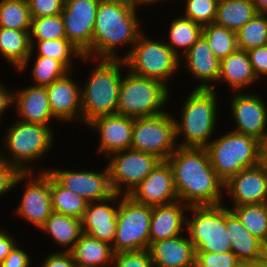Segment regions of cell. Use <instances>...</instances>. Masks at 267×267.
<instances>
[{
    "label": "cell",
    "mask_w": 267,
    "mask_h": 267,
    "mask_svg": "<svg viewBox=\"0 0 267 267\" xmlns=\"http://www.w3.org/2000/svg\"><path fill=\"white\" fill-rule=\"evenodd\" d=\"M230 206L267 203V171L262 163L241 170L224 183Z\"/></svg>",
    "instance_id": "obj_17"
},
{
    "label": "cell",
    "mask_w": 267,
    "mask_h": 267,
    "mask_svg": "<svg viewBox=\"0 0 267 267\" xmlns=\"http://www.w3.org/2000/svg\"><path fill=\"white\" fill-rule=\"evenodd\" d=\"M111 267H154L149 250L116 253Z\"/></svg>",
    "instance_id": "obj_43"
},
{
    "label": "cell",
    "mask_w": 267,
    "mask_h": 267,
    "mask_svg": "<svg viewBox=\"0 0 267 267\" xmlns=\"http://www.w3.org/2000/svg\"><path fill=\"white\" fill-rule=\"evenodd\" d=\"M139 10L130 0L99 2L92 46L84 56L94 59L124 60L143 31ZM123 46L130 48L128 47L127 52L120 55L118 51L121 52Z\"/></svg>",
    "instance_id": "obj_2"
},
{
    "label": "cell",
    "mask_w": 267,
    "mask_h": 267,
    "mask_svg": "<svg viewBox=\"0 0 267 267\" xmlns=\"http://www.w3.org/2000/svg\"><path fill=\"white\" fill-rule=\"evenodd\" d=\"M47 173L64 189L83 197L88 202L101 201L114 194L107 165L103 170L60 169L47 167ZM59 168V169H58ZM73 169V170H72Z\"/></svg>",
    "instance_id": "obj_15"
},
{
    "label": "cell",
    "mask_w": 267,
    "mask_h": 267,
    "mask_svg": "<svg viewBox=\"0 0 267 267\" xmlns=\"http://www.w3.org/2000/svg\"><path fill=\"white\" fill-rule=\"evenodd\" d=\"M151 215L152 206L119 194L116 232L112 243L114 254L149 250Z\"/></svg>",
    "instance_id": "obj_10"
},
{
    "label": "cell",
    "mask_w": 267,
    "mask_h": 267,
    "mask_svg": "<svg viewBox=\"0 0 267 267\" xmlns=\"http://www.w3.org/2000/svg\"><path fill=\"white\" fill-rule=\"evenodd\" d=\"M81 61L94 62L89 76L81 82L82 124L86 126L99 116L117 114L120 84L127 65L123 59L84 56Z\"/></svg>",
    "instance_id": "obj_3"
},
{
    "label": "cell",
    "mask_w": 267,
    "mask_h": 267,
    "mask_svg": "<svg viewBox=\"0 0 267 267\" xmlns=\"http://www.w3.org/2000/svg\"><path fill=\"white\" fill-rule=\"evenodd\" d=\"M30 31L0 27V56L17 72L31 53Z\"/></svg>",
    "instance_id": "obj_30"
},
{
    "label": "cell",
    "mask_w": 267,
    "mask_h": 267,
    "mask_svg": "<svg viewBox=\"0 0 267 267\" xmlns=\"http://www.w3.org/2000/svg\"><path fill=\"white\" fill-rule=\"evenodd\" d=\"M39 231L50 236L51 243L62 247L57 251L70 252L83 234L82 220L53 212Z\"/></svg>",
    "instance_id": "obj_28"
},
{
    "label": "cell",
    "mask_w": 267,
    "mask_h": 267,
    "mask_svg": "<svg viewBox=\"0 0 267 267\" xmlns=\"http://www.w3.org/2000/svg\"><path fill=\"white\" fill-rule=\"evenodd\" d=\"M241 261L232 252H196L195 267H239Z\"/></svg>",
    "instance_id": "obj_42"
},
{
    "label": "cell",
    "mask_w": 267,
    "mask_h": 267,
    "mask_svg": "<svg viewBox=\"0 0 267 267\" xmlns=\"http://www.w3.org/2000/svg\"><path fill=\"white\" fill-rule=\"evenodd\" d=\"M0 27L30 31L31 16L27 0H0Z\"/></svg>",
    "instance_id": "obj_38"
},
{
    "label": "cell",
    "mask_w": 267,
    "mask_h": 267,
    "mask_svg": "<svg viewBox=\"0 0 267 267\" xmlns=\"http://www.w3.org/2000/svg\"><path fill=\"white\" fill-rule=\"evenodd\" d=\"M66 39L61 15L31 18L30 40Z\"/></svg>",
    "instance_id": "obj_40"
},
{
    "label": "cell",
    "mask_w": 267,
    "mask_h": 267,
    "mask_svg": "<svg viewBox=\"0 0 267 267\" xmlns=\"http://www.w3.org/2000/svg\"><path fill=\"white\" fill-rule=\"evenodd\" d=\"M144 30L138 36L130 54L124 59L127 69L134 75L155 79L168 88L169 82L181 70L180 58L164 42V39H155Z\"/></svg>",
    "instance_id": "obj_8"
},
{
    "label": "cell",
    "mask_w": 267,
    "mask_h": 267,
    "mask_svg": "<svg viewBox=\"0 0 267 267\" xmlns=\"http://www.w3.org/2000/svg\"><path fill=\"white\" fill-rule=\"evenodd\" d=\"M9 234H11V232L9 233L8 230L0 229V263L3 262L13 248L19 244V242L15 241L16 238L14 239V237H12L13 235Z\"/></svg>",
    "instance_id": "obj_50"
},
{
    "label": "cell",
    "mask_w": 267,
    "mask_h": 267,
    "mask_svg": "<svg viewBox=\"0 0 267 267\" xmlns=\"http://www.w3.org/2000/svg\"><path fill=\"white\" fill-rule=\"evenodd\" d=\"M260 82L255 75L247 51L237 50L220 61L218 82L226 83L233 92L251 91ZM246 89V90H245Z\"/></svg>",
    "instance_id": "obj_26"
},
{
    "label": "cell",
    "mask_w": 267,
    "mask_h": 267,
    "mask_svg": "<svg viewBox=\"0 0 267 267\" xmlns=\"http://www.w3.org/2000/svg\"><path fill=\"white\" fill-rule=\"evenodd\" d=\"M50 198L53 212L82 219L88 201L76 193L61 187L50 176Z\"/></svg>",
    "instance_id": "obj_35"
},
{
    "label": "cell",
    "mask_w": 267,
    "mask_h": 267,
    "mask_svg": "<svg viewBox=\"0 0 267 267\" xmlns=\"http://www.w3.org/2000/svg\"><path fill=\"white\" fill-rule=\"evenodd\" d=\"M261 163L267 171V143L263 145Z\"/></svg>",
    "instance_id": "obj_54"
},
{
    "label": "cell",
    "mask_w": 267,
    "mask_h": 267,
    "mask_svg": "<svg viewBox=\"0 0 267 267\" xmlns=\"http://www.w3.org/2000/svg\"><path fill=\"white\" fill-rule=\"evenodd\" d=\"M41 262L39 267H77L71 252L55 250L51 254L49 252V255Z\"/></svg>",
    "instance_id": "obj_48"
},
{
    "label": "cell",
    "mask_w": 267,
    "mask_h": 267,
    "mask_svg": "<svg viewBox=\"0 0 267 267\" xmlns=\"http://www.w3.org/2000/svg\"><path fill=\"white\" fill-rule=\"evenodd\" d=\"M166 161L173 171L179 201L188 206L223 203L224 182L212 167L206 148L178 146Z\"/></svg>",
    "instance_id": "obj_1"
},
{
    "label": "cell",
    "mask_w": 267,
    "mask_h": 267,
    "mask_svg": "<svg viewBox=\"0 0 267 267\" xmlns=\"http://www.w3.org/2000/svg\"><path fill=\"white\" fill-rule=\"evenodd\" d=\"M180 67L193 77L194 89H212L220 74V60L213 54L207 40L201 36L190 50L180 58ZM185 65V66H184ZM197 80V81H196Z\"/></svg>",
    "instance_id": "obj_21"
},
{
    "label": "cell",
    "mask_w": 267,
    "mask_h": 267,
    "mask_svg": "<svg viewBox=\"0 0 267 267\" xmlns=\"http://www.w3.org/2000/svg\"><path fill=\"white\" fill-rule=\"evenodd\" d=\"M202 36L220 61L238 50L236 32L218 24L203 26Z\"/></svg>",
    "instance_id": "obj_37"
},
{
    "label": "cell",
    "mask_w": 267,
    "mask_h": 267,
    "mask_svg": "<svg viewBox=\"0 0 267 267\" xmlns=\"http://www.w3.org/2000/svg\"><path fill=\"white\" fill-rule=\"evenodd\" d=\"M168 25V37H166L168 40L164 39V42L179 58L185 55L202 36L203 26L183 16L182 11L177 17L173 16Z\"/></svg>",
    "instance_id": "obj_31"
},
{
    "label": "cell",
    "mask_w": 267,
    "mask_h": 267,
    "mask_svg": "<svg viewBox=\"0 0 267 267\" xmlns=\"http://www.w3.org/2000/svg\"><path fill=\"white\" fill-rule=\"evenodd\" d=\"M22 199L15 207L18 219L40 229L53 213L50 198V175L47 172H22L16 179L14 190L23 187ZM22 184V185H20ZM26 186V187H25Z\"/></svg>",
    "instance_id": "obj_13"
},
{
    "label": "cell",
    "mask_w": 267,
    "mask_h": 267,
    "mask_svg": "<svg viewBox=\"0 0 267 267\" xmlns=\"http://www.w3.org/2000/svg\"><path fill=\"white\" fill-rule=\"evenodd\" d=\"M31 18L60 15L65 0H27Z\"/></svg>",
    "instance_id": "obj_44"
},
{
    "label": "cell",
    "mask_w": 267,
    "mask_h": 267,
    "mask_svg": "<svg viewBox=\"0 0 267 267\" xmlns=\"http://www.w3.org/2000/svg\"><path fill=\"white\" fill-rule=\"evenodd\" d=\"M229 99L234 121L232 131L267 143V103L257 91L233 92Z\"/></svg>",
    "instance_id": "obj_14"
},
{
    "label": "cell",
    "mask_w": 267,
    "mask_h": 267,
    "mask_svg": "<svg viewBox=\"0 0 267 267\" xmlns=\"http://www.w3.org/2000/svg\"><path fill=\"white\" fill-rule=\"evenodd\" d=\"M250 63L257 78H267V45L247 51Z\"/></svg>",
    "instance_id": "obj_46"
},
{
    "label": "cell",
    "mask_w": 267,
    "mask_h": 267,
    "mask_svg": "<svg viewBox=\"0 0 267 267\" xmlns=\"http://www.w3.org/2000/svg\"><path fill=\"white\" fill-rule=\"evenodd\" d=\"M239 267H267V255L257 261L241 262Z\"/></svg>",
    "instance_id": "obj_52"
},
{
    "label": "cell",
    "mask_w": 267,
    "mask_h": 267,
    "mask_svg": "<svg viewBox=\"0 0 267 267\" xmlns=\"http://www.w3.org/2000/svg\"><path fill=\"white\" fill-rule=\"evenodd\" d=\"M189 92L179 110V120L174 115L177 145L205 148L218 131L217 120H219L218 110L220 108L218 99L220 98L218 91L212 89L193 88Z\"/></svg>",
    "instance_id": "obj_4"
},
{
    "label": "cell",
    "mask_w": 267,
    "mask_h": 267,
    "mask_svg": "<svg viewBox=\"0 0 267 267\" xmlns=\"http://www.w3.org/2000/svg\"><path fill=\"white\" fill-rule=\"evenodd\" d=\"M130 1L134 6L140 8L141 10L144 11V9L141 7H144V6L147 7V5H148V7L149 6H156V4L157 3L159 4L161 1H163L162 3H164L165 1L168 2L169 0H130ZM172 1H174V0H172ZM154 3H155V5H154Z\"/></svg>",
    "instance_id": "obj_51"
},
{
    "label": "cell",
    "mask_w": 267,
    "mask_h": 267,
    "mask_svg": "<svg viewBox=\"0 0 267 267\" xmlns=\"http://www.w3.org/2000/svg\"><path fill=\"white\" fill-rule=\"evenodd\" d=\"M147 206L166 205L178 201L173 171L167 161H161L128 195Z\"/></svg>",
    "instance_id": "obj_19"
},
{
    "label": "cell",
    "mask_w": 267,
    "mask_h": 267,
    "mask_svg": "<svg viewBox=\"0 0 267 267\" xmlns=\"http://www.w3.org/2000/svg\"><path fill=\"white\" fill-rule=\"evenodd\" d=\"M226 206V229L231 241V251L241 262L263 259L267 255V247L254 237L228 205Z\"/></svg>",
    "instance_id": "obj_27"
},
{
    "label": "cell",
    "mask_w": 267,
    "mask_h": 267,
    "mask_svg": "<svg viewBox=\"0 0 267 267\" xmlns=\"http://www.w3.org/2000/svg\"><path fill=\"white\" fill-rule=\"evenodd\" d=\"M99 2H105V1H117V0H98Z\"/></svg>",
    "instance_id": "obj_55"
},
{
    "label": "cell",
    "mask_w": 267,
    "mask_h": 267,
    "mask_svg": "<svg viewBox=\"0 0 267 267\" xmlns=\"http://www.w3.org/2000/svg\"><path fill=\"white\" fill-rule=\"evenodd\" d=\"M239 50L248 51L267 45V14L257 13L236 31Z\"/></svg>",
    "instance_id": "obj_39"
},
{
    "label": "cell",
    "mask_w": 267,
    "mask_h": 267,
    "mask_svg": "<svg viewBox=\"0 0 267 267\" xmlns=\"http://www.w3.org/2000/svg\"><path fill=\"white\" fill-rule=\"evenodd\" d=\"M73 72L46 86L51 113L58 123L82 124L81 82H75Z\"/></svg>",
    "instance_id": "obj_20"
},
{
    "label": "cell",
    "mask_w": 267,
    "mask_h": 267,
    "mask_svg": "<svg viewBox=\"0 0 267 267\" xmlns=\"http://www.w3.org/2000/svg\"><path fill=\"white\" fill-rule=\"evenodd\" d=\"M263 143L229 129L205 147L217 176L225 183L241 170L261 163Z\"/></svg>",
    "instance_id": "obj_6"
},
{
    "label": "cell",
    "mask_w": 267,
    "mask_h": 267,
    "mask_svg": "<svg viewBox=\"0 0 267 267\" xmlns=\"http://www.w3.org/2000/svg\"><path fill=\"white\" fill-rule=\"evenodd\" d=\"M21 173L15 165L9 164L0 157V198H4L14 189L16 179Z\"/></svg>",
    "instance_id": "obj_45"
},
{
    "label": "cell",
    "mask_w": 267,
    "mask_h": 267,
    "mask_svg": "<svg viewBox=\"0 0 267 267\" xmlns=\"http://www.w3.org/2000/svg\"><path fill=\"white\" fill-rule=\"evenodd\" d=\"M77 267H111L112 245L82 234L70 251Z\"/></svg>",
    "instance_id": "obj_29"
},
{
    "label": "cell",
    "mask_w": 267,
    "mask_h": 267,
    "mask_svg": "<svg viewBox=\"0 0 267 267\" xmlns=\"http://www.w3.org/2000/svg\"><path fill=\"white\" fill-rule=\"evenodd\" d=\"M242 225L267 247V203L229 207Z\"/></svg>",
    "instance_id": "obj_36"
},
{
    "label": "cell",
    "mask_w": 267,
    "mask_h": 267,
    "mask_svg": "<svg viewBox=\"0 0 267 267\" xmlns=\"http://www.w3.org/2000/svg\"><path fill=\"white\" fill-rule=\"evenodd\" d=\"M181 2L184 3L183 16L202 26L214 23L219 0H181Z\"/></svg>",
    "instance_id": "obj_41"
},
{
    "label": "cell",
    "mask_w": 267,
    "mask_h": 267,
    "mask_svg": "<svg viewBox=\"0 0 267 267\" xmlns=\"http://www.w3.org/2000/svg\"><path fill=\"white\" fill-rule=\"evenodd\" d=\"M14 109L18 114L17 120L49 126L53 130L52 122L57 120L51 113L46 87L30 85L25 88H15Z\"/></svg>",
    "instance_id": "obj_23"
},
{
    "label": "cell",
    "mask_w": 267,
    "mask_h": 267,
    "mask_svg": "<svg viewBox=\"0 0 267 267\" xmlns=\"http://www.w3.org/2000/svg\"><path fill=\"white\" fill-rule=\"evenodd\" d=\"M16 245L10 254L0 263V267H32L31 254Z\"/></svg>",
    "instance_id": "obj_47"
},
{
    "label": "cell",
    "mask_w": 267,
    "mask_h": 267,
    "mask_svg": "<svg viewBox=\"0 0 267 267\" xmlns=\"http://www.w3.org/2000/svg\"><path fill=\"white\" fill-rule=\"evenodd\" d=\"M170 88L162 82L139 77L128 69L123 73L117 114L131 118L151 117L164 113L172 103Z\"/></svg>",
    "instance_id": "obj_7"
},
{
    "label": "cell",
    "mask_w": 267,
    "mask_h": 267,
    "mask_svg": "<svg viewBox=\"0 0 267 267\" xmlns=\"http://www.w3.org/2000/svg\"><path fill=\"white\" fill-rule=\"evenodd\" d=\"M110 184L116 194L130 192L162 161L157 156L134 149L117 151L105 158Z\"/></svg>",
    "instance_id": "obj_12"
},
{
    "label": "cell",
    "mask_w": 267,
    "mask_h": 267,
    "mask_svg": "<svg viewBox=\"0 0 267 267\" xmlns=\"http://www.w3.org/2000/svg\"><path fill=\"white\" fill-rule=\"evenodd\" d=\"M119 194L105 200L88 202L82 220V231L99 241L112 245L116 232Z\"/></svg>",
    "instance_id": "obj_22"
},
{
    "label": "cell",
    "mask_w": 267,
    "mask_h": 267,
    "mask_svg": "<svg viewBox=\"0 0 267 267\" xmlns=\"http://www.w3.org/2000/svg\"><path fill=\"white\" fill-rule=\"evenodd\" d=\"M190 206L181 201L152 207L150 221V245L186 232L187 214Z\"/></svg>",
    "instance_id": "obj_25"
},
{
    "label": "cell",
    "mask_w": 267,
    "mask_h": 267,
    "mask_svg": "<svg viewBox=\"0 0 267 267\" xmlns=\"http://www.w3.org/2000/svg\"><path fill=\"white\" fill-rule=\"evenodd\" d=\"M15 104V91L9 86L3 84L2 80L0 81V121H2V116L8 112L9 108L14 107Z\"/></svg>",
    "instance_id": "obj_49"
},
{
    "label": "cell",
    "mask_w": 267,
    "mask_h": 267,
    "mask_svg": "<svg viewBox=\"0 0 267 267\" xmlns=\"http://www.w3.org/2000/svg\"><path fill=\"white\" fill-rule=\"evenodd\" d=\"M6 129H8L4 132L6 134L0 139L2 140L0 157L9 164L15 165L21 172H47L48 168L42 165L40 167L38 163L54 147L55 129L16 119Z\"/></svg>",
    "instance_id": "obj_5"
},
{
    "label": "cell",
    "mask_w": 267,
    "mask_h": 267,
    "mask_svg": "<svg viewBox=\"0 0 267 267\" xmlns=\"http://www.w3.org/2000/svg\"><path fill=\"white\" fill-rule=\"evenodd\" d=\"M257 13L252 0H219L214 23L236 32Z\"/></svg>",
    "instance_id": "obj_32"
},
{
    "label": "cell",
    "mask_w": 267,
    "mask_h": 267,
    "mask_svg": "<svg viewBox=\"0 0 267 267\" xmlns=\"http://www.w3.org/2000/svg\"><path fill=\"white\" fill-rule=\"evenodd\" d=\"M169 111L168 108L156 116L134 118L131 149L166 161L178 147L174 114Z\"/></svg>",
    "instance_id": "obj_11"
},
{
    "label": "cell",
    "mask_w": 267,
    "mask_h": 267,
    "mask_svg": "<svg viewBox=\"0 0 267 267\" xmlns=\"http://www.w3.org/2000/svg\"><path fill=\"white\" fill-rule=\"evenodd\" d=\"M98 0H65L61 17L66 39L85 54L92 46Z\"/></svg>",
    "instance_id": "obj_16"
},
{
    "label": "cell",
    "mask_w": 267,
    "mask_h": 267,
    "mask_svg": "<svg viewBox=\"0 0 267 267\" xmlns=\"http://www.w3.org/2000/svg\"><path fill=\"white\" fill-rule=\"evenodd\" d=\"M133 125L134 118L112 114L93 119L86 125V128L99 135H97L99 143L96 151L97 154L105 156V159L114 152L131 148Z\"/></svg>",
    "instance_id": "obj_18"
},
{
    "label": "cell",
    "mask_w": 267,
    "mask_h": 267,
    "mask_svg": "<svg viewBox=\"0 0 267 267\" xmlns=\"http://www.w3.org/2000/svg\"><path fill=\"white\" fill-rule=\"evenodd\" d=\"M32 60L34 62H32ZM30 63L33 64L32 67H30V75L31 80H33L32 82L34 83L31 85L34 86H49L54 81L64 77L68 72H70L60 61L56 59L37 55L33 56V54H30L17 73H24L28 70Z\"/></svg>",
    "instance_id": "obj_34"
},
{
    "label": "cell",
    "mask_w": 267,
    "mask_h": 267,
    "mask_svg": "<svg viewBox=\"0 0 267 267\" xmlns=\"http://www.w3.org/2000/svg\"><path fill=\"white\" fill-rule=\"evenodd\" d=\"M258 13L267 14V0H252Z\"/></svg>",
    "instance_id": "obj_53"
},
{
    "label": "cell",
    "mask_w": 267,
    "mask_h": 267,
    "mask_svg": "<svg viewBox=\"0 0 267 267\" xmlns=\"http://www.w3.org/2000/svg\"><path fill=\"white\" fill-rule=\"evenodd\" d=\"M226 201L219 205L190 206L186 233L195 252L226 253L231 241L226 229ZM191 216V217H190Z\"/></svg>",
    "instance_id": "obj_9"
},
{
    "label": "cell",
    "mask_w": 267,
    "mask_h": 267,
    "mask_svg": "<svg viewBox=\"0 0 267 267\" xmlns=\"http://www.w3.org/2000/svg\"><path fill=\"white\" fill-rule=\"evenodd\" d=\"M31 53L60 61L69 71H74L75 58L82 60L84 54L67 39L30 40ZM37 48V49H36ZM73 63V64H72ZM73 67V68H72Z\"/></svg>",
    "instance_id": "obj_33"
},
{
    "label": "cell",
    "mask_w": 267,
    "mask_h": 267,
    "mask_svg": "<svg viewBox=\"0 0 267 267\" xmlns=\"http://www.w3.org/2000/svg\"><path fill=\"white\" fill-rule=\"evenodd\" d=\"M149 252L154 267H195L196 252L186 232L153 242Z\"/></svg>",
    "instance_id": "obj_24"
}]
</instances>
